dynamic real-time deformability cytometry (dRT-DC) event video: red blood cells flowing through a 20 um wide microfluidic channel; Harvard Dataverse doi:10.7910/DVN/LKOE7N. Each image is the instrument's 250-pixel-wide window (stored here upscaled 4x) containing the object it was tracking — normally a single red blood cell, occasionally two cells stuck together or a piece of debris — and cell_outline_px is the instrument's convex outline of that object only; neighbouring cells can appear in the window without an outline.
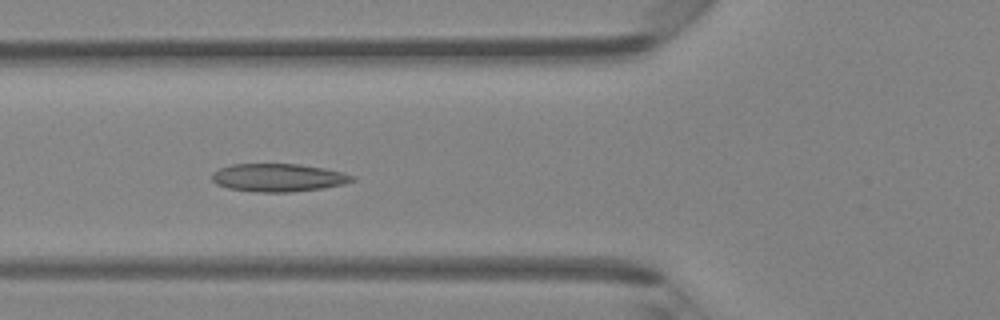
{"species": "Egyptian fruit bat (a non-hibernating species)", "species_latin": "Rousettus aegyptiacus", "temperature_condition": "room temperature", "stored_images_in_passage": 48, "segment_of_instrument_passage": [1, 2], "camera_frame_rate_fps": 3000, "um_per_image_px": 0.085, "animal": {"sex": "female"}, "frame": {"image": 1, "passage_image": 17, "time_ms": 5.333, "image_size_px": [1000, 320], "cell_outline_px": [[356, 180], [344, 184], [320, 188], [292, 192], [256, 192], [228, 188], [216, 184], [212, 180], [212, 172], [220, 168], [232, 164], [300, 164], [324, 168], [344, 172], [356, 176]], "centroid_in_image_um": [23.67, 15.09], "position_along_channel_um": 102.1, "area_um2": 23.0}}
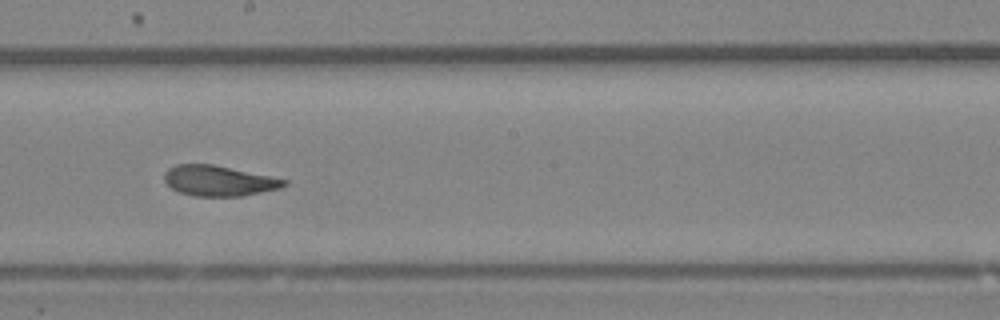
{"frame": {"image": 2, "passage_image": 26, "time_ms": 8.333, "image_size_px": [1000, 320], "cell_outline_px": [[288, 184], [280, 188], [240, 196], [196, 196], [180, 192], [172, 188], [164, 180], [164, 172], [168, 168], [176, 164], [212, 164], [288, 180]], "centroid_in_image_um": [18.57, 15.36], "position_along_channel_um": 229.6, "area_um2": 20.98}}
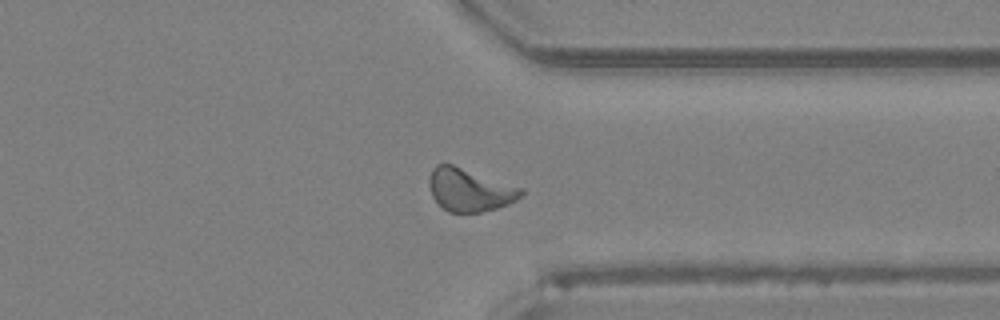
{"frame": {"image": 3, "passage_image": 36, "time_ms": 11.667, "image_size_px": [1000, 320], "cell_outline_px": [[524, 192], [516, 200], [508, 204], [496, 208], [480, 212], [448, 212], [432, 196], [428, 184], [428, 180], [432, 168], [436, 164], [452, 164], [524, 188]], "centroid_in_image_um": [39.91, 16.13], "position_along_channel_um": 371.5, "area_um2": 22.89}}